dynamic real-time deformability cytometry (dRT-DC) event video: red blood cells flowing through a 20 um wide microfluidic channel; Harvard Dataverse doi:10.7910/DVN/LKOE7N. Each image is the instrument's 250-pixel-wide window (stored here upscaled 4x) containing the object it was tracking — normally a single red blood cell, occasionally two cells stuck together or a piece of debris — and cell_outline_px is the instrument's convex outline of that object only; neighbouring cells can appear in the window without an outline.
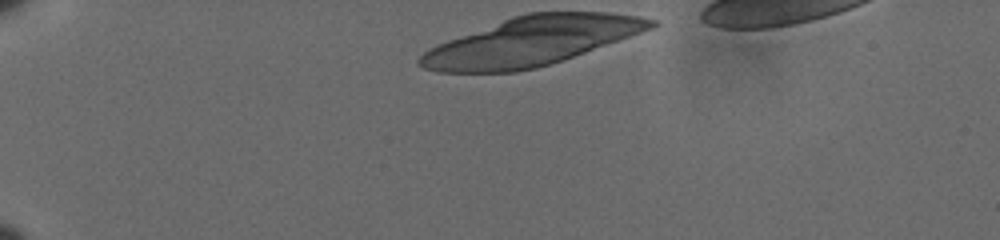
{"species": "human", "species_latin": "Homo sapiens", "temperature_condition": "cold", "stored_images_in_passage": 12, "camera_frame_rate_fps": 3000, "um_per_image_px": 0.085, "donor": {"sex": "male"}, "frame": {"image": 1, "passage_image": 1, "time_ms": 0.0, "image_size_px": [1000, 240], "cell_outline_px": [[660, 24], [652, 28], [584, 52], [536, 68], [516, 72], [436, 72], [424, 68], [416, 64], [416, 60], [424, 52], [436, 44], [512, 16], [528, 12], [608, 12], [640, 16], [656, 20]], "centroid_in_image_um": [45.12, 3.5], "position_along_channel_um": 39.9, "area_um2": 65.2}}